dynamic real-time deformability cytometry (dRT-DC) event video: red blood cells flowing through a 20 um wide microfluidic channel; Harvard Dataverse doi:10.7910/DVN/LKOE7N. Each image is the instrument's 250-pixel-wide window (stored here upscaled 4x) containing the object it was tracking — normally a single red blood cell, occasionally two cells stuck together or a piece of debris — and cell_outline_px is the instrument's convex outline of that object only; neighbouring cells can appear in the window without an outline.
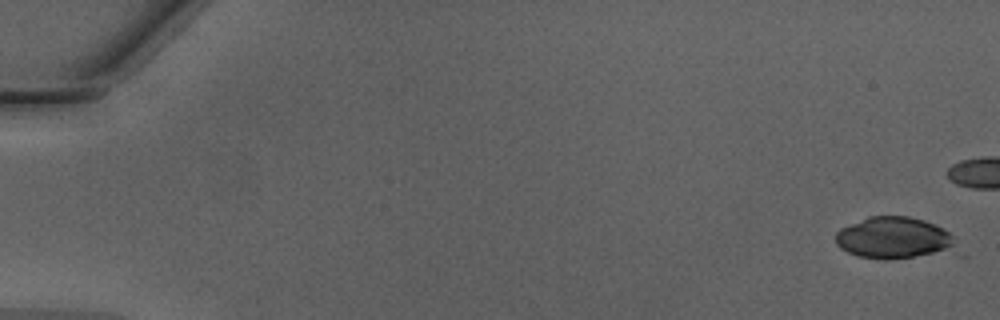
{"species": "Egyptian fruit bat (a non-hibernating species)", "species_latin": "Rousettus aegyptiacus", "temperature_condition": "warm", "stored_images_in_passage": 12, "camera_frame_rate_fps": 3000, "um_per_image_px": 0.085, "animal": {"sex": "male"}, "frame": {"image": 1, "passage_image": 1, "time_ms": 0.0, "image_size_px": [1000, 320], "cell_outline_px": [[952, 248], [912, 256], [888, 260], [884, 260], [856, 256], [840, 248], [836, 244], [836, 232], [840, 228], [868, 216], [908, 216], [924, 220], [944, 228], [952, 236]], "centroid_in_image_um": [75.85, 20.19], "position_along_channel_um": 9.2, "area_um2": 28.55}}